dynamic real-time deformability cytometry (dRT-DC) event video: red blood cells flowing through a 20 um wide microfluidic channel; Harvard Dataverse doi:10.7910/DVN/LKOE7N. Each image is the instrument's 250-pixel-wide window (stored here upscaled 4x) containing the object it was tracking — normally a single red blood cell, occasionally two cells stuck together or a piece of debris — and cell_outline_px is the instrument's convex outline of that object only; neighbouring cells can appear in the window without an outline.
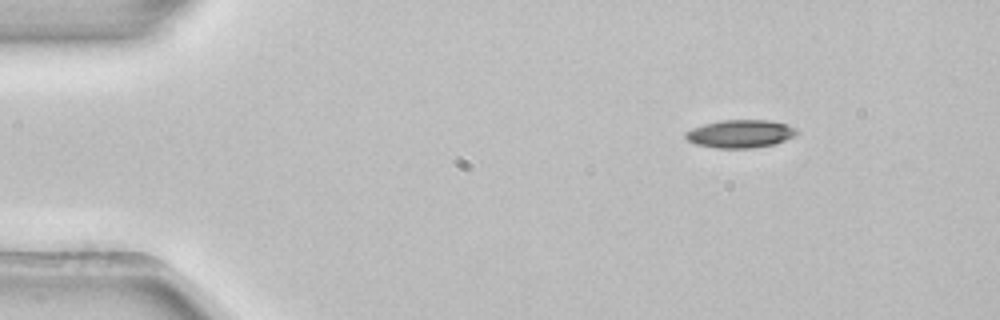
{"species": "common noctule bat (a hibernating species)", "species_latin": "Nyctalus noctula", "temperature_condition": "room temperature", "stored_images_in_passage": 4, "camera_frame_rate_fps": 3000, "um_per_image_px": 0.085, "animal": {"sex": "female", "body_mass_g": 22.7, "forearm_length_mm": 54.2}, "frame": {"image": 1, "passage_image": 1, "time_ms": 0.0, "image_size_px": [1000, 320], "cell_outline_px": [[800, 132], [796, 136], [776, 144], [752, 148], [716, 148], [696, 144], [688, 140], [684, 136], [684, 132], [692, 128], [704, 124], [720, 120], [772, 120], [788, 124], [796, 128]], "centroid_in_image_um": [62.98, 11.37], "position_along_channel_um": 22.0, "area_um2": 18.44}}
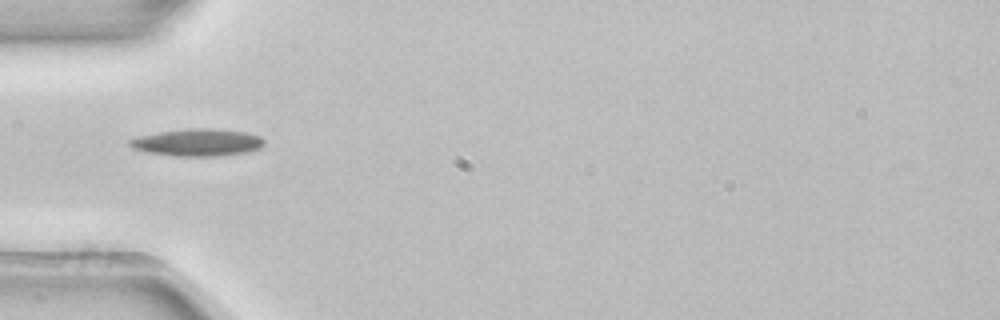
{"frame": {"image": 2, "passage_image": 4, "time_ms": 1.0, "image_size_px": [1000, 320], "cell_outline_px": [[264, 144], [260, 148], [248, 152], [220, 156], [176, 156], [148, 152], [132, 148], [128, 144], [128, 140], [140, 136], [160, 132], [188, 128], [212, 128], [248, 132], [260, 136], [264, 140]], "centroid_in_image_um": [16.83, 12.1], "position_along_channel_um": 68.2, "area_um2": 21.44}}